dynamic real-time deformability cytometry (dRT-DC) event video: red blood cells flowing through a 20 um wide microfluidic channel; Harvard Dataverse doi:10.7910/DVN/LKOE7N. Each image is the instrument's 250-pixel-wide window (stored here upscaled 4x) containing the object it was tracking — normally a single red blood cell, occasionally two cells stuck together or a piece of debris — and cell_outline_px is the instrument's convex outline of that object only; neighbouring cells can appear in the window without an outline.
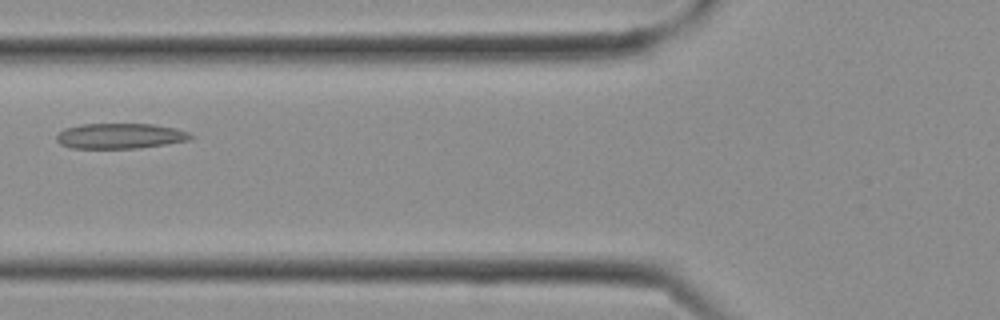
{"species": "Egyptian fruit bat (a non-hibernating species)", "species_latin": "Rousettus aegyptiacus", "temperature_condition": "cold", "stored_images_in_passage": 8, "camera_frame_rate_fps": 3000, "um_per_image_px": 0.085, "frame": {"image": 1, "passage_image": 7, "time_ms": 2.0, "image_size_px": [1000, 320], "cell_outline_px": [[192, 136], [188, 140], [140, 148], [72, 148], [60, 144], [56, 140], [56, 136], [64, 128], [80, 124], [152, 124], [176, 128], [188, 132]], "centroid_in_image_um": [10.17, 11.55], "position_along_channel_um": 115.6, "area_um2": 19.71}}